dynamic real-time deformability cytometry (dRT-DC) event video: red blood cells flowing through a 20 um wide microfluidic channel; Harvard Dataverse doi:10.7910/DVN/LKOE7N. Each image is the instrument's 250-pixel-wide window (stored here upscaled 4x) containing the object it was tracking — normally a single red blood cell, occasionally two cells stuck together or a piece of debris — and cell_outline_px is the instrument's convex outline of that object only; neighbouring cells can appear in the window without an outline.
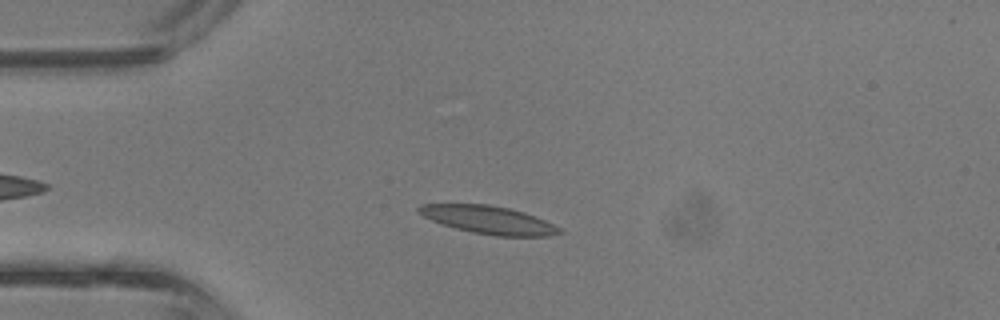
{"species": "common noctule bat (a hibernating species)", "species_latin": "Nyctalus noctula", "temperature_condition": "room temperature", "stored_images_in_passage": 33, "camera_frame_rate_fps": 3000, "um_per_image_px": 0.085, "animal": {"sex": "male", "body_mass_g": 13.3}, "frame": {"image": 1, "passage_image": 7, "time_ms": 2.0, "image_size_px": [1000, 320], "cell_outline_px": [[564, 232], [548, 236], [496, 236], [472, 232], [440, 224], [424, 216], [416, 208], [420, 204], [488, 204], [508, 208], [524, 212], [536, 216], [560, 228]], "centroid_in_image_um": [41.54, 18.69], "position_along_channel_um": 43.5, "area_um2": 22.77}}
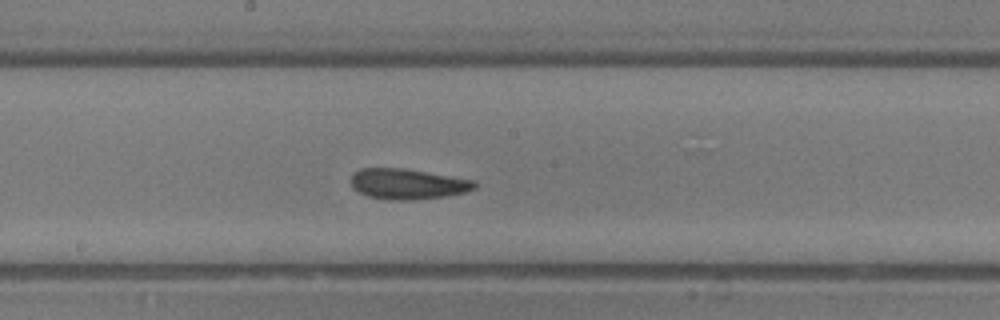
{"frame": {"image": 2, "passage_image": 19, "time_ms": 6.0, "image_size_px": [1000, 320], "cell_outline_px": [[476, 188], [464, 192], [448, 196], [412, 200], [388, 200], [368, 196], [352, 188], [352, 172], [360, 168], [404, 168], [476, 180]], "centroid_in_image_um": [34.66, 15.63], "position_along_channel_um": 213.5, "area_um2": 22.14}}
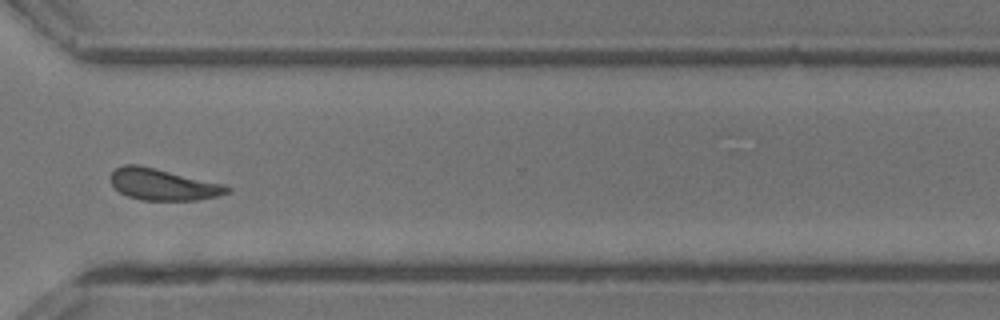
{"frame": {"image": 3, "passage_image": 28, "time_ms": 9.0, "image_size_px": [1000, 320], "cell_outline_px": [[232, 192], [220, 196], [196, 200], [140, 200], [128, 196], [120, 192], [112, 184], [112, 172], [116, 168], [124, 164], [140, 164], [224, 184], [232, 188]], "centroid_in_image_um": [13.91, 15.68], "position_along_channel_um": 356.7, "area_um2": 21.5}, "authors_computed_cell_mechanics": {"area_um2": 21.6172, "velocity_mm_per_s": 4.7819, "shape_relaxation_time_tau1_ms": 8.1108, "shape_relaxation_time_tau2_ms": 2.7035, "deformation_change_tau1": 0.2324, "deformation_change_tau2": 0.1115}}